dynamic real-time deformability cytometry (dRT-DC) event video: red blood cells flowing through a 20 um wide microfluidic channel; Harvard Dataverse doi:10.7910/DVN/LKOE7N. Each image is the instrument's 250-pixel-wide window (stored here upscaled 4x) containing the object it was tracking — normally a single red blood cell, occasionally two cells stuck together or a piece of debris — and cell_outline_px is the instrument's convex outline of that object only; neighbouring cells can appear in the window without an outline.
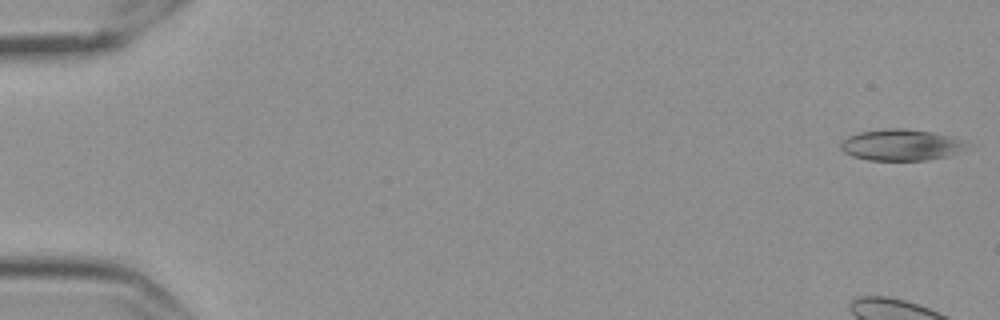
{"species": "Egyptian fruit bat (a non-hibernating species)", "species_latin": "Rousettus aegyptiacus", "temperature_condition": "cold", "stored_images_in_passage": 59, "camera_frame_rate_fps": 3000, "um_per_image_px": 0.085, "frame": {"image": 1, "passage_image": 1, "time_ms": 0.0, "image_size_px": [1000, 320], "cell_outline_px": [[972, 148], [948, 156], [924, 160], [868, 160], [852, 156], [844, 152], [840, 148], [840, 144], [848, 136], [860, 132], [888, 128], [900, 128], [932, 132], [964, 140], [972, 144]], "centroid_in_image_um": [76.67, 12.32], "position_along_channel_um": 8.3, "area_um2": 23.18}}
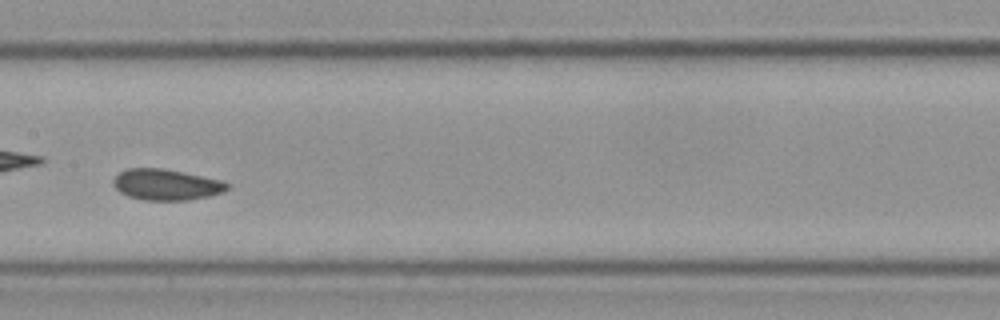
{"frame": {"image": 2, "passage_image": 31, "time_ms": 10.0, "image_size_px": [1000, 320], "cell_outline_px": [[228, 188], [224, 192], [208, 196], [188, 200], [144, 200], [128, 196], [120, 192], [112, 184], [112, 180], [120, 172], [128, 168], [160, 168], [184, 172], [220, 180], [228, 184]], "centroid_in_image_um": [14.1, 15.69], "position_along_channel_um": 193.3, "area_um2": 20.46}}
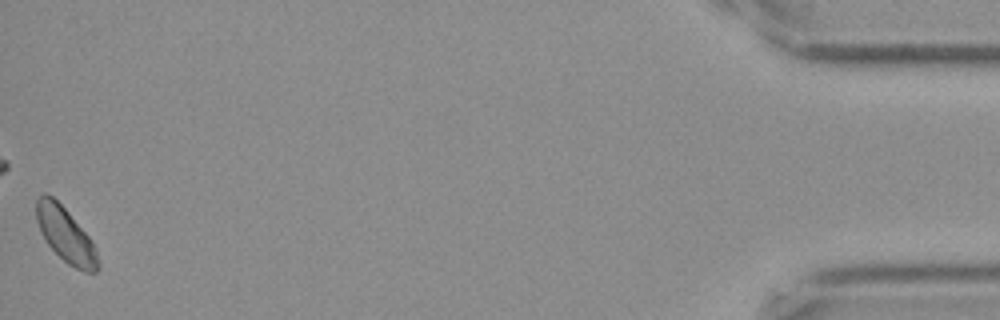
{"frame": {"image": 3, "passage_image": 59, "time_ms": 19.333, "image_size_px": [1000, 320], "cell_outline_px": [[100, 268], [96, 272], [84, 272], [68, 264], [48, 244], [40, 232], [36, 220], [36, 200], [44, 192], [52, 196], [68, 212], [88, 236], [96, 248], [100, 264]], "centroid_in_image_um": [5.58, 19.98], "position_along_channel_um": 429.6, "area_um2": 19.48}}